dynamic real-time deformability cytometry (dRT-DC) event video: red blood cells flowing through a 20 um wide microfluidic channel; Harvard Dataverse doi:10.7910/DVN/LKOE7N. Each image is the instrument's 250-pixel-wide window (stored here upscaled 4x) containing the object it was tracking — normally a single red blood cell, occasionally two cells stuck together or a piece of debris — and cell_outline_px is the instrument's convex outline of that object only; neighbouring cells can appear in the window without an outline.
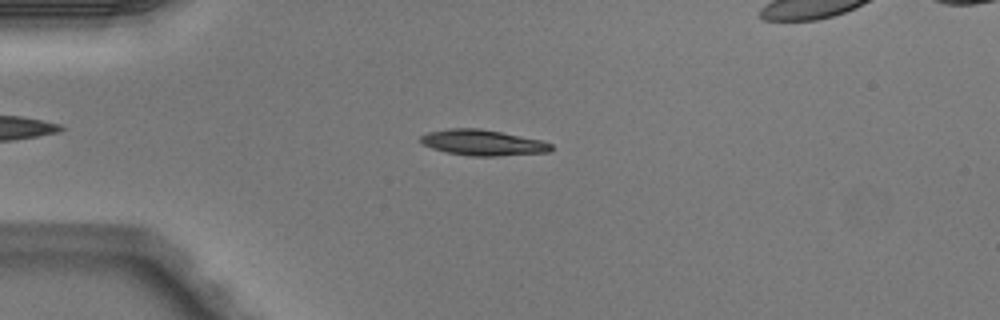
{"species": "Egyptian fruit bat (a non-hibernating species)", "species_latin": "Rousettus aegyptiacus", "temperature_condition": "warm", "stored_images_in_passage": 6, "camera_frame_rate_fps": 3000, "um_per_image_px": 0.085, "animal": {"sex": "male"}, "frame": {"image": 1, "passage_image": 4, "time_ms": 1.0, "image_size_px": [1000, 320], "cell_outline_px": [[552, 152], [496, 156], [472, 156], [444, 152], [432, 148], [424, 144], [420, 140], [420, 136], [428, 132], [448, 128], [480, 128], [540, 140], [552, 144]], "centroid_in_image_um": [41.03, 12.13], "position_along_channel_um": 44.0, "area_um2": 19.54}}
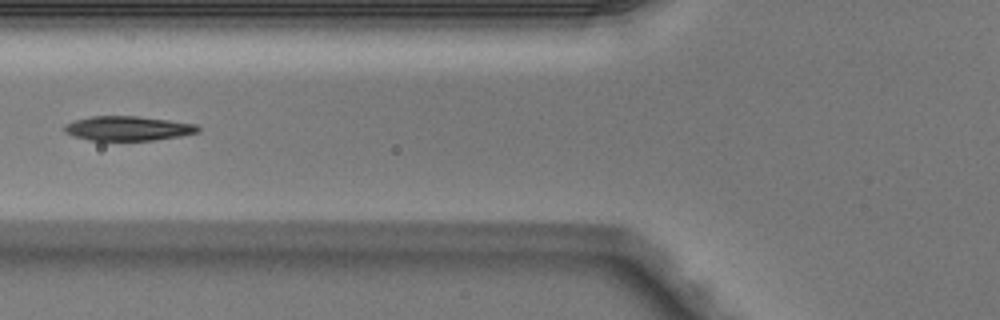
{"frame": {"image": 2, "passage_image": 6, "time_ms": 1.667, "image_size_px": [1000, 320], "cell_outline_px": [[200, 132], [180, 136], [152, 140], [88, 140], [64, 132], [64, 124], [76, 120], [92, 116], [136, 116], [168, 120], [196, 124], [200, 128]], "centroid_in_image_um": [10.89, 10.91], "position_along_channel_um": 114.9, "area_um2": 18.9}}